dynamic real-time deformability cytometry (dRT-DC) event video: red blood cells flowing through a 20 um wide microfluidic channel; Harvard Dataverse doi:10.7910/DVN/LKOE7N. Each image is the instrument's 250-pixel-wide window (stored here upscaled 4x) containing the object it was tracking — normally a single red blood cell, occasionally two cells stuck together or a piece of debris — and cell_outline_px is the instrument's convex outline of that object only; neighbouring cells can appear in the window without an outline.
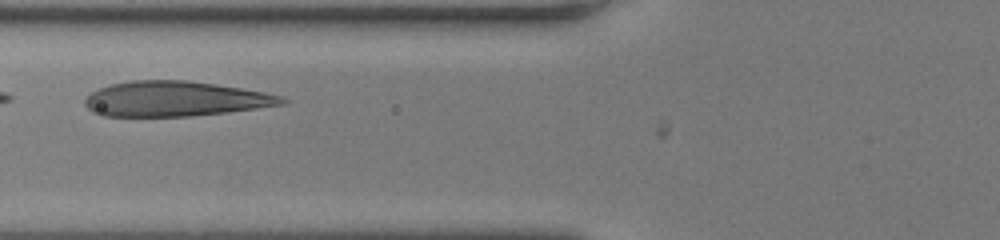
{"species": "human", "species_latin": "Homo sapiens", "temperature_condition": "room temperature", "stored_images_in_passage": 30, "camera_frame_rate_fps": 3000, "um_per_image_px": 0.085, "donor": {"sex": "female"}, "frame": {"image": 1, "passage_image": 7, "time_ms": 2.0, "image_size_px": [1000, 240], "cell_outline_px": [[288, 100], [284, 104], [256, 108], [192, 116], [104, 116], [92, 112], [84, 104], [84, 100], [92, 92], [108, 84], [132, 80], [188, 80], [216, 84], [264, 92], [284, 96]], "centroid_in_image_um": [14.87, 8.4], "position_along_channel_um": 110.9, "area_um2": 40.23}}
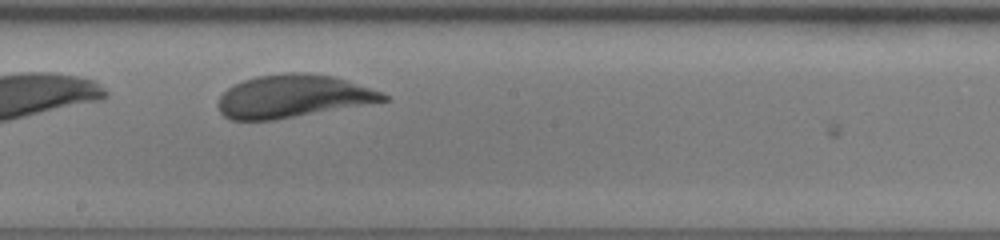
{"frame": {"image": 2, "passage_image": 16, "time_ms": 5.0, "image_size_px": [1000, 240], "cell_outline_px": [[388, 100], [272, 120], [228, 120], [220, 112], [216, 104], [220, 96], [228, 88], [244, 80], [256, 76], [288, 72], [304, 72], [336, 76], [348, 80], [380, 92], [388, 96]], "centroid_in_image_um": [24.84, 8.17], "position_along_channel_um": 223.4, "area_um2": 40.86}}
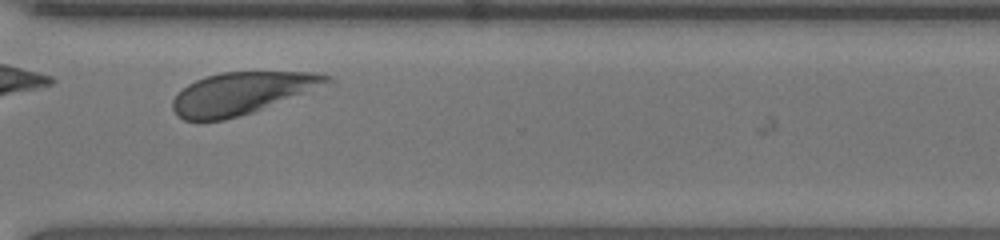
{"frame": {"image": 3, "passage_image": 26, "time_ms": 8.333, "image_size_px": [1000, 240], "cell_outline_px": [[336, 84], [252, 112], [224, 120], [184, 120], [176, 116], [172, 108], [172, 100], [188, 84], [196, 80], [220, 72], [316, 72], [332, 76], [336, 80]], "centroid_in_image_um": [20.7, 7.91], "position_along_channel_um": 349.9, "area_um2": 38.38}}